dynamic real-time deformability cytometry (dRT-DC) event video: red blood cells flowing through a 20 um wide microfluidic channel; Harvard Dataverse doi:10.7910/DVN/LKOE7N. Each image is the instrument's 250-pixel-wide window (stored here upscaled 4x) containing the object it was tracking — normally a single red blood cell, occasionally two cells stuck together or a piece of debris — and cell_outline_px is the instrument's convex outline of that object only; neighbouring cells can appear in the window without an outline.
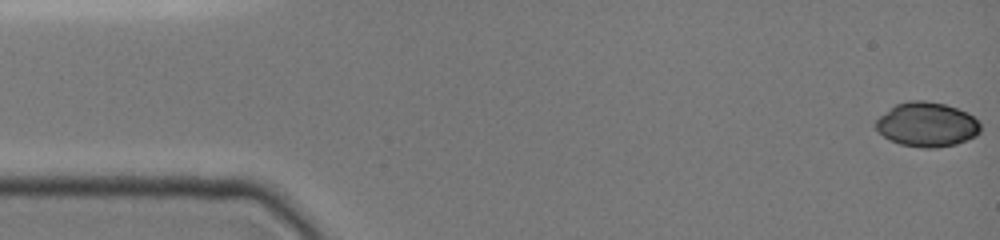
{"species": "common noctule bat (a hibernating species)", "species_latin": "Nyctalus noctula", "temperature_condition": "cold", "stored_images_in_passage": 38, "camera_frame_rate_fps": 3000, "um_per_image_px": 0.085, "animal": {"sex": "female", "body_mass_g": 19.0, "forearm_length_mm": 51.5}, "frame": {"image": 1, "passage_image": 1, "time_ms": 0.0, "image_size_px": [1000, 240], "cell_outline_px": [[980, 132], [976, 136], [956, 144], [936, 148], [924, 148], [900, 144], [884, 136], [876, 128], [876, 120], [880, 116], [896, 104], [908, 100], [924, 100], [944, 104], [968, 112], [980, 124]], "centroid_in_image_um": [78.8, 10.58], "position_along_channel_um": 6.2, "area_um2": 26.93}}
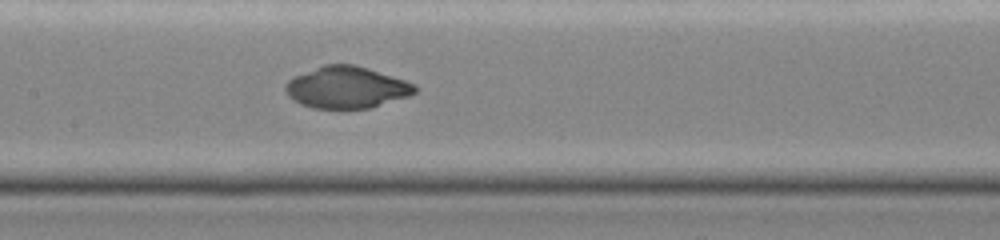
{"frame": {"image": 2, "passage_image": 20, "time_ms": 7.667, "image_size_px": [1000, 240], "cell_outline_px": [[420, 88], [416, 92], [408, 96], [372, 108], [312, 108], [300, 104], [292, 100], [288, 96], [284, 88], [284, 84], [288, 80], [296, 76], [324, 64], [352, 64], [368, 68], [416, 84]], "centroid_in_image_um": [29.46, 7.44], "position_along_channel_um": 177.9, "area_um2": 31.5}}
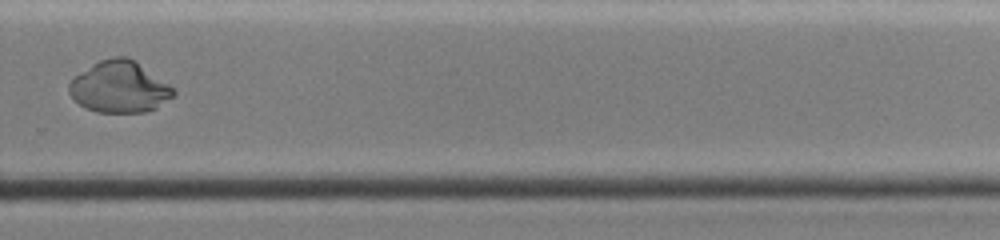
{"frame": {"image": 3, "passage_image": 29, "time_ms": 11.333, "image_size_px": [1000, 240], "cell_outline_px": [[176, 92], [172, 96], [156, 108], [144, 112], [96, 112], [84, 108], [68, 92], [68, 84], [80, 72], [92, 64], [100, 60], [116, 56], [128, 56], [136, 60], [176, 88]], "centroid_in_image_um": [10.18, 7.38], "position_along_channel_um": 319.6, "area_um2": 31.44}}